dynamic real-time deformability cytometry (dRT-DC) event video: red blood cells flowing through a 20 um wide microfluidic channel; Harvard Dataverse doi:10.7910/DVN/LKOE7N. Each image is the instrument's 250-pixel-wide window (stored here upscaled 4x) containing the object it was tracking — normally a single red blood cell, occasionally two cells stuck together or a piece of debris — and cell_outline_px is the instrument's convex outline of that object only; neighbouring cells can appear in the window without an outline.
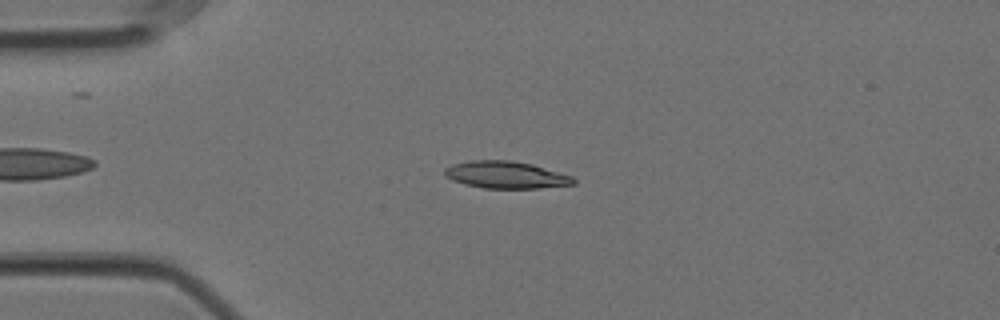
{"species": "Egyptian fruit bat (a non-hibernating species)", "species_latin": "Rousettus aegyptiacus", "temperature_condition": "cold", "stored_images_in_passage": 56, "camera_frame_rate_fps": 3000, "um_per_image_px": 0.085, "animal": {"sex": "female"}, "frame": {"image": 1, "passage_image": 13, "time_ms": 4.0, "image_size_px": [1000, 320], "cell_outline_px": [[576, 184], [540, 188], [484, 188], [464, 184], [452, 180], [444, 176], [444, 168], [452, 164], [472, 160], [512, 160], [532, 164], [572, 176], [576, 180]], "centroid_in_image_um": [42.99, 14.86], "position_along_channel_um": 42.0, "area_um2": 20.46}}
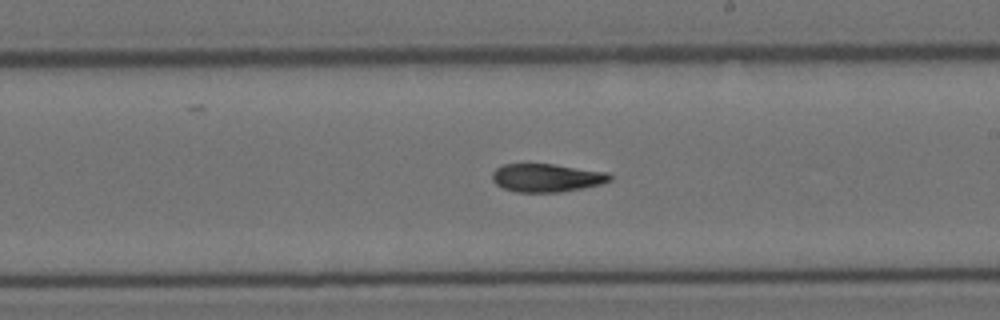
{"frame": {"image": 2, "passage_image": 32, "time_ms": 10.333, "image_size_px": [1000, 320], "cell_outline_px": [[612, 180], [600, 184], [584, 188], [560, 192], [516, 192], [504, 188], [496, 184], [492, 180], [492, 172], [496, 168], [504, 164], [552, 164], [608, 172], [612, 176]], "centroid_in_image_um": [46.47, 15.11], "position_along_channel_um": 242.5, "area_um2": 19.36}}
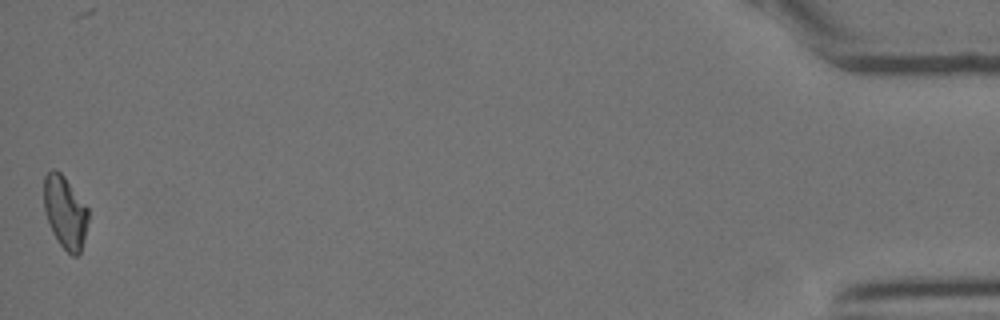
{"frame": {"image": 3, "passage_image": 56, "time_ms": 18.333, "image_size_px": [1000, 320], "cell_outline_px": [[88, 220], [80, 252], [76, 256], [72, 256], [60, 244], [52, 232], [44, 208], [44, 176], [52, 168], [60, 172], [64, 176], [88, 208]], "centroid_in_image_um": [5.52, 18.01], "position_along_channel_um": 429.7, "area_um2": 18.44}, "authors_computed_cell_mechanics": {"area_um2": 19.5653, "velocity_mm_per_s": 3.5388, "shape_relaxation_time_tau1_ms": 8.069, "shape_relaxation_time_tau2_ms": 4.4397, "deformation_change_tau1": 0.2045, "deformation_change_tau2": 0.1181}}